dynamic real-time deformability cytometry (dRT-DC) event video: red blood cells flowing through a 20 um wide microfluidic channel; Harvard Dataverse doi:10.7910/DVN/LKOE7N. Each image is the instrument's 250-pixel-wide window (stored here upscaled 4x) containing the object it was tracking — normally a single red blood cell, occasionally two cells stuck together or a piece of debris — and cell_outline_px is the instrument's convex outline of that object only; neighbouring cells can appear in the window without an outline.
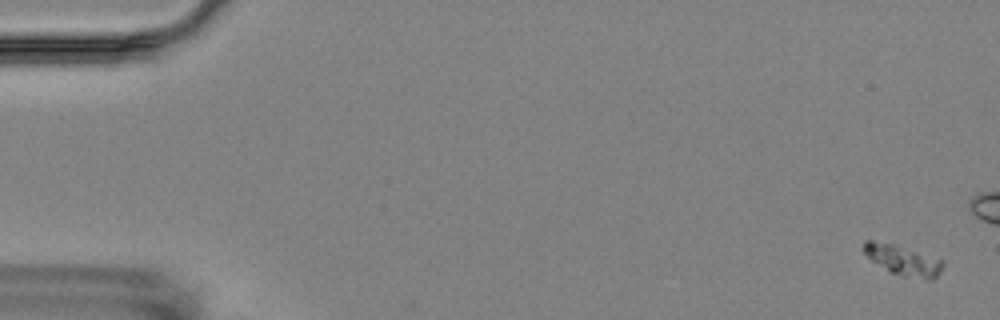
{"species": "Egyptian fruit bat (a non-hibernating species)", "species_latin": "Rousettus aegyptiacus", "temperature_condition": "room temperature", "stored_images_in_passage": 6, "camera_frame_rate_fps": 3000, "um_per_image_px": 0.085, "animal": {"sex": "female"}, "frame": {"image": 1, "passage_image": 1, "time_ms": 0.0, "image_size_px": [1000, 320], "cell_outline_px": [[944, 264], [940, 272], [932, 280], [928, 280], [900, 276], [892, 272], [872, 260], [860, 248], [864, 240], [872, 240], [892, 244], [944, 260]], "centroid_in_image_um": [76.76, 22.12], "position_along_channel_um": 8.2, "area_um2": 13.76}}